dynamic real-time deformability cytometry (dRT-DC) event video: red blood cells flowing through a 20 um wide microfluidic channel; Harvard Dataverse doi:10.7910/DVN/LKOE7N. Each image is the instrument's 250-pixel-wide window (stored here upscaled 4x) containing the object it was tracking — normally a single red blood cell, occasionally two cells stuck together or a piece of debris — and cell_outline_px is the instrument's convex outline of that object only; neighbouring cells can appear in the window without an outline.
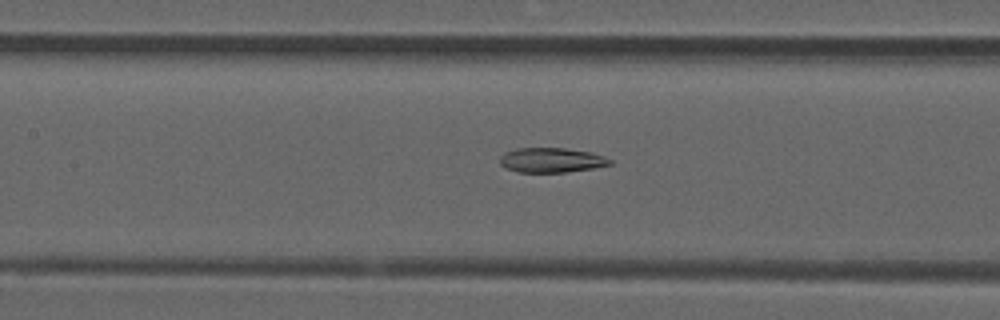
{"species": "common noctule bat (a hibernating species)", "species_latin": "Nyctalus noctula", "temperature_condition": "room temperature", "stored_images_in_passage": 35, "camera_frame_rate_fps": 3000, "um_per_image_px": 0.085, "animal": {"sex": "male", "forearm_length_mm": 52.5}, "frame": {"image": 1, "passage_image": 15, "time_ms": 4.667, "image_size_px": [1000, 320], "cell_outline_px": [[612, 164], [592, 168], [568, 172], [516, 172], [504, 168], [500, 164], [500, 156], [504, 152], [516, 148], [564, 148], [592, 152], [604, 156], [612, 160]], "centroid_in_image_um": [46.84, 13.61], "position_along_channel_um": 160.6, "area_um2": 16.01}}
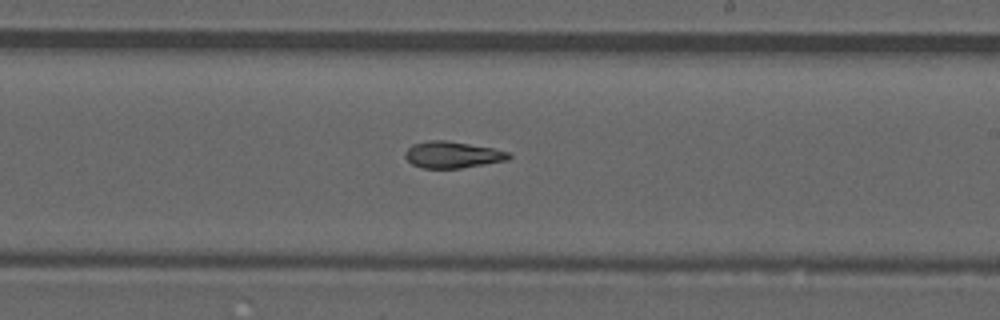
{"frame": {"image": 2, "passage_image": 22, "time_ms": 7.0, "image_size_px": [1000, 320], "cell_outline_px": [[512, 156], [508, 160], [460, 168], [424, 168], [412, 164], [404, 156], [404, 152], [412, 144], [428, 140], [444, 140], [492, 148], [512, 152]], "centroid_in_image_um": [38.46, 13.15], "position_along_channel_um": 250.5, "area_um2": 16.01}}
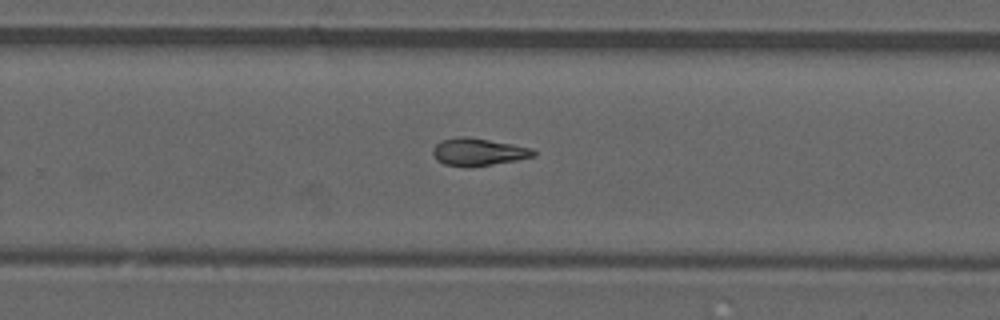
{"frame": {"image": 3, "passage_image": 25, "time_ms": 8.0, "image_size_px": [1000, 320], "cell_outline_px": [[536, 156], [516, 160], [492, 164], [464, 168], [444, 164], [436, 160], [432, 152], [432, 148], [440, 140], [456, 136], [468, 136], [512, 144], [532, 148], [536, 152]], "centroid_in_image_um": [40.61, 12.91], "position_along_channel_um": 289.2, "area_um2": 16.36}}